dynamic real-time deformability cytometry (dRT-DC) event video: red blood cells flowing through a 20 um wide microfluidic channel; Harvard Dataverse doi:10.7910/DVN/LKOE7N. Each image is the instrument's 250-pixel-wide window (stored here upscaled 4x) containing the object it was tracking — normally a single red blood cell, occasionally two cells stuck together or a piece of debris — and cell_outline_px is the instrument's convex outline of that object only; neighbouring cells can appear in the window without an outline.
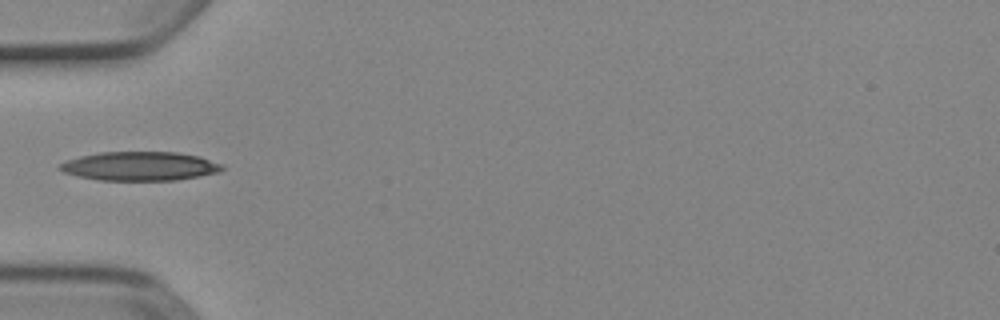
{"species": "Egyptian fruit bat (a non-hibernating species)", "species_latin": "Rousettus aegyptiacus", "temperature_condition": "cold", "stored_images_in_passage": 6, "camera_frame_rate_fps": 3000, "um_per_image_px": 0.085, "animal": {"sex": "female"}, "frame": {"image": 1, "passage_image": 5, "time_ms": 1.333, "image_size_px": [1000, 320], "cell_outline_px": [[224, 168], [220, 172], [200, 176], [176, 180], [100, 180], [80, 176], [64, 172], [60, 168], [60, 164], [64, 160], [80, 156], [100, 152], [176, 152], [200, 156], [224, 164]], "centroid_in_image_um": [11.94, 14.11], "position_along_channel_um": 73.1, "area_um2": 27.4}}
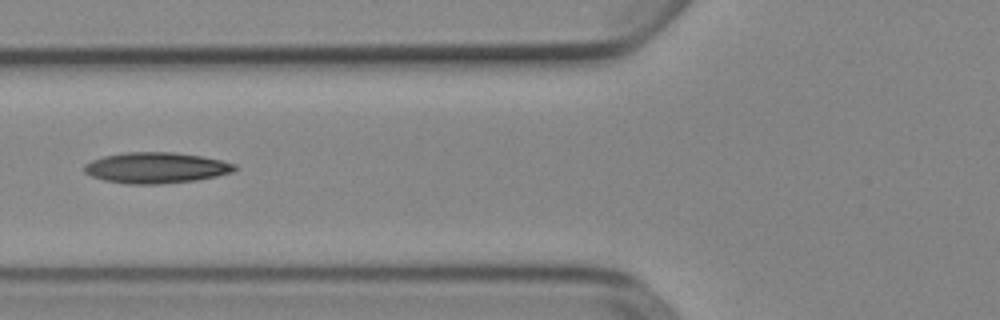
{"frame": {"image": 2, "passage_image": 6, "time_ms": 1.667, "image_size_px": [1000, 320], "cell_outline_px": [[236, 168], [232, 172], [216, 176], [196, 180], [156, 184], [128, 184], [104, 180], [92, 176], [84, 172], [84, 164], [92, 160], [104, 156], [128, 152], [172, 152], [200, 156], [220, 160], [236, 164]], "centroid_in_image_um": [13.24, 14.26], "position_along_channel_um": 112.6, "area_um2": 26.82}}